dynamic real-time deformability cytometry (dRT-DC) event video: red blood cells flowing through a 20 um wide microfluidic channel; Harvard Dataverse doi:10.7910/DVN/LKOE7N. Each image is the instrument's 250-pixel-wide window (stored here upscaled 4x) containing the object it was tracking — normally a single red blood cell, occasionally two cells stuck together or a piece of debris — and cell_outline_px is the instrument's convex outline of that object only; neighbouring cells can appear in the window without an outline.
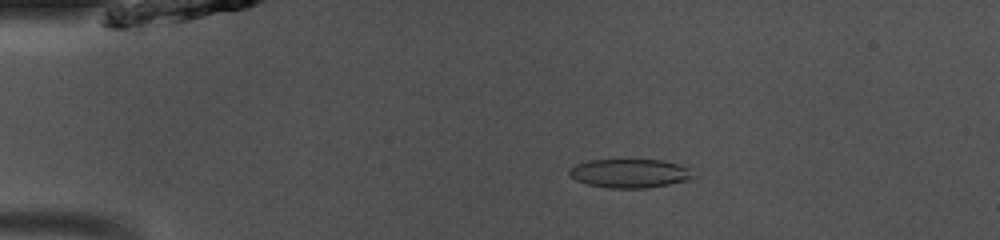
{"species": "common noctule bat (a hibernating species)", "species_latin": "Nyctalus noctula", "temperature_condition": "room temperature", "stored_images_in_passage": 44, "camera_frame_rate_fps": 3000, "um_per_image_px": 0.085, "animal": {"sex": "male", "body_mass_g": 13.0, "forearm_length_mm": 53.1}, "frame": {"image": 1, "passage_image": 5, "time_ms": 1.333, "image_size_px": [1000, 240], "cell_outline_px": [[692, 176], [684, 180], [668, 184], [644, 188], [608, 188], [588, 184], [576, 180], [568, 172], [576, 164], [588, 160], [664, 160], [688, 168]], "centroid_in_image_um": [53.46, 14.73], "position_along_channel_um": 31.5, "area_um2": 20.29}}
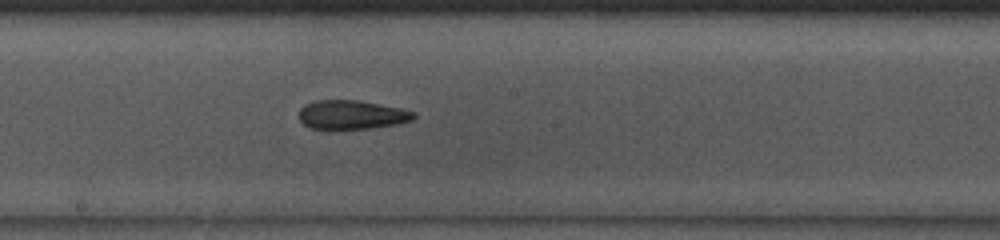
{"frame": {"image": 2, "passage_image": 22, "time_ms": 7.0, "image_size_px": [1000, 240], "cell_outline_px": [[416, 116], [412, 120], [396, 124], [368, 128], [332, 132], [308, 128], [300, 120], [300, 108], [304, 104], [316, 100], [360, 100], [400, 108], [416, 112]], "centroid_in_image_um": [29.84, 9.79], "position_along_channel_um": 218.4, "area_um2": 20.06}}
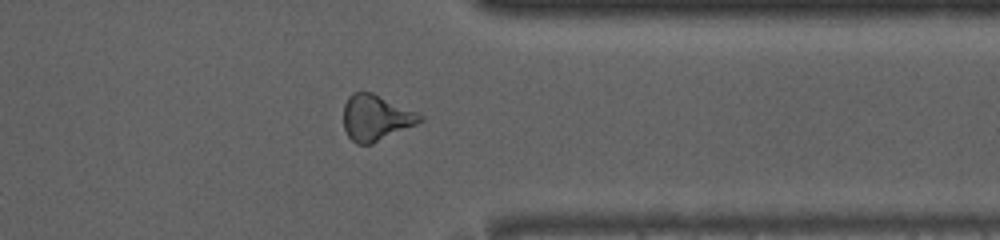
{"frame": {"image": 3, "passage_image": 34, "time_ms": 11.0, "image_size_px": [1000, 240], "cell_outline_px": [[424, 120], [416, 124], [372, 144], [356, 144], [348, 136], [344, 128], [344, 104], [348, 96], [352, 92], [372, 92], [416, 112], [424, 116]], "centroid_in_image_um": [31.93, 10.01], "position_along_channel_um": 379.5, "area_um2": 20.29}, "authors_computed_cell_mechanics": {"area_um2": 20.5768, "velocity_mm_per_s": 4.1179, "shape_relaxation_time_tau1_ms": null, "shape_relaxation_time_tau2_ms": 3.4367, "deformation_change_tau1": null, "deformation_change_tau2": 0.1208}}